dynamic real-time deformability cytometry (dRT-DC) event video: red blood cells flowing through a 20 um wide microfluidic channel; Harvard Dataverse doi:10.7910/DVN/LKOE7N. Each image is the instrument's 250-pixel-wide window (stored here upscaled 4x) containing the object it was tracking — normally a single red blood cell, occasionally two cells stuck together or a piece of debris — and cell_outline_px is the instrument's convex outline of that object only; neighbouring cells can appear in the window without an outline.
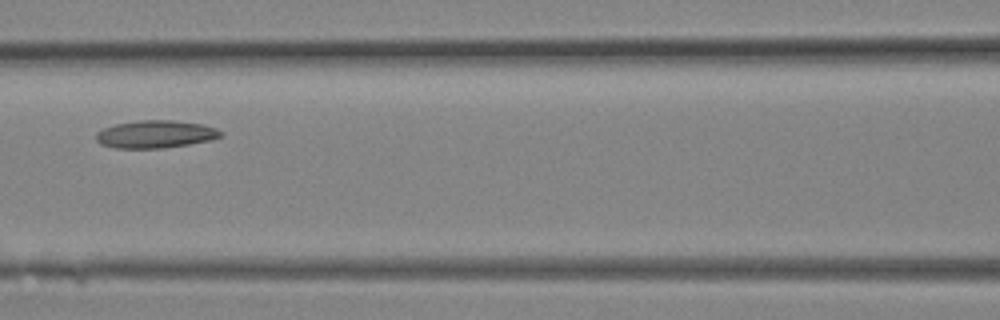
{"species": "Egyptian fruit bat (a non-hibernating species)", "species_latin": "Rousettus aegyptiacus", "temperature_condition": "room temperature", "stored_images_in_passage": 10, "camera_frame_rate_fps": 3000, "um_per_image_px": 0.085, "animal": {"sex": "female"}, "frame": {"image": 1, "passage_image": 9, "time_ms": 2.667, "image_size_px": [1000, 320], "cell_outline_px": [[224, 136], [212, 140], [188, 144], [160, 148], [116, 148], [100, 144], [96, 140], [96, 132], [104, 128], [116, 124], [140, 120], [172, 120], [200, 124], [216, 128], [224, 132]], "centroid_in_image_um": [13.24, 11.41], "position_along_channel_um": 153.4, "area_um2": 20.06}}